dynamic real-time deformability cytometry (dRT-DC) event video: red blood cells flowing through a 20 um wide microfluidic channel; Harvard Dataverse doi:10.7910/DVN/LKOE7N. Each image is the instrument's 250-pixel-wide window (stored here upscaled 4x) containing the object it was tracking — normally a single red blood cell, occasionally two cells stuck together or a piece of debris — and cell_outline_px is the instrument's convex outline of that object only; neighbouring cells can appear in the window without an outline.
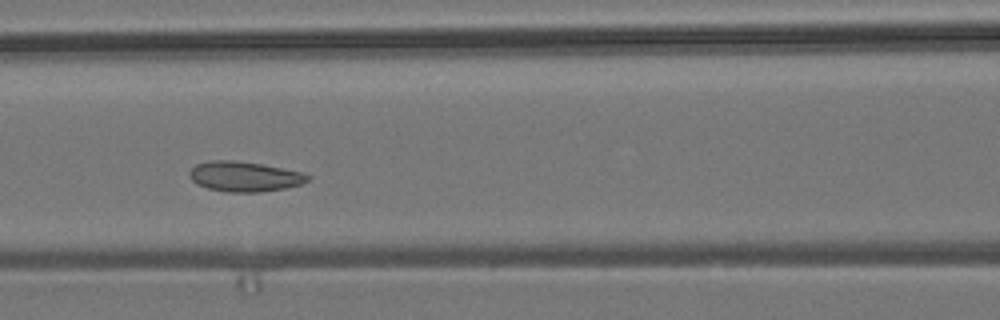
{"species": "common noctule bat (a hibernating species)", "species_latin": "Nyctalus noctula", "temperature_condition": "room temperature", "stored_images_in_passage": 7, "camera_frame_rate_fps": 3000, "um_per_image_px": 0.085, "animal": {"sex": "male", "body_mass_g": 19.2, "forearm_length_mm": 51.8}, "frame": {"image": 1, "passage_image": 4, "time_ms": 3.333, "image_size_px": [1000, 320], "cell_outline_px": [[312, 176], [308, 180], [300, 184], [284, 188], [260, 192], [228, 192], [208, 188], [196, 184], [188, 176], [188, 172], [196, 164], [212, 160], [232, 160], [260, 164], [300, 172]], "centroid_in_image_um": [20.73, 15.01], "position_along_channel_um": 145.9, "area_um2": 20.52}}
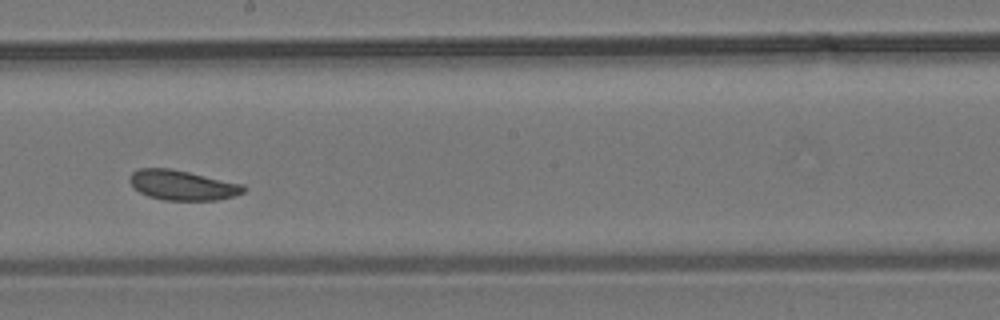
{"frame": {"image": 2, "passage_image": 6, "time_ms": 5.667, "image_size_px": [1000, 320], "cell_outline_px": [[248, 188], [244, 192], [232, 196], [216, 200], [164, 200], [148, 196], [140, 192], [128, 180], [128, 176], [132, 172], [140, 168], [172, 168], [244, 184]], "centroid_in_image_um": [15.51, 15.73], "position_along_channel_um": 232.7, "area_um2": 19.94}}
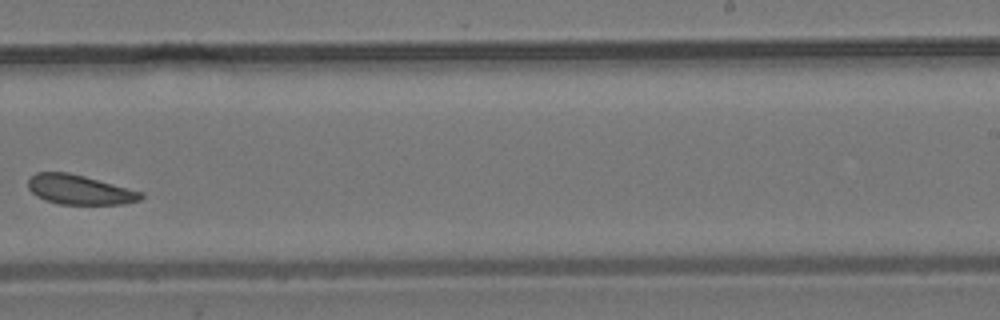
{"frame": {"image": 3, "passage_image": 7, "time_ms": 7.0, "image_size_px": [1000, 320], "cell_outline_px": [[144, 196], [140, 200], [124, 204], [60, 204], [44, 200], [36, 196], [28, 188], [28, 176], [36, 172], [68, 172], [84, 176], [144, 192]], "centroid_in_image_um": [6.74, 16.12], "position_along_channel_um": 282.3, "area_um2": 19.59}}